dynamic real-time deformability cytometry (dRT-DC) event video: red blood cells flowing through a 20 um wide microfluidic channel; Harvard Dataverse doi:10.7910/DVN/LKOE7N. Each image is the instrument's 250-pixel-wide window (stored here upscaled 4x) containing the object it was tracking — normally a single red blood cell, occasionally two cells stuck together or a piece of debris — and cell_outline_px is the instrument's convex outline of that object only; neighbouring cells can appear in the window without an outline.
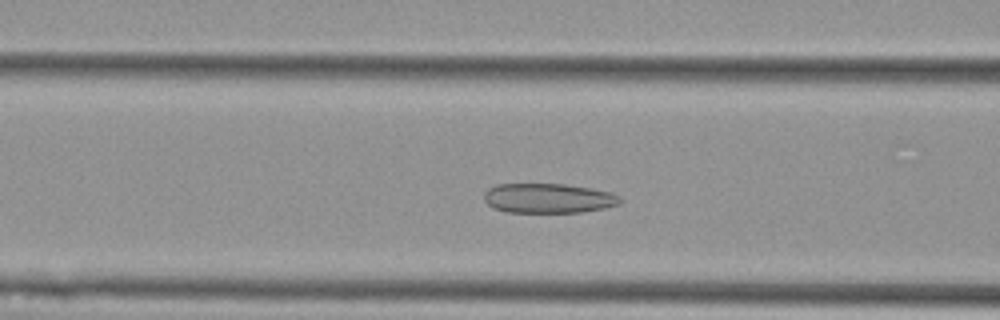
{"species": "Egyptian fruit bat (a non-hibernating species)", "species_latin": "Rousettus aegyptiacus", "temperature_condition": "cold", "stored_images_in_passage": 49, "camera_frame_rate_fps": 3000, "um_per_image_px": 0.085, "animal": {"sex": "female"}, "frame": {"image": 1, "passage_image": 14, "time_ms": 4.333, "image_size_px": [1000, 320], "cell_outline_px": [[624, 200], [620, 204], [604, 208], [580, 212], [504, 212], [492, 208], [484, 200], [484, 192], [488, 188], [496, 184], [564, 184], [612, 192], [620, 196]], "centroid_in_image_um": [46.6, 16.85], "position_along_channel_um": 120.0, "area_um2": 23.7}}
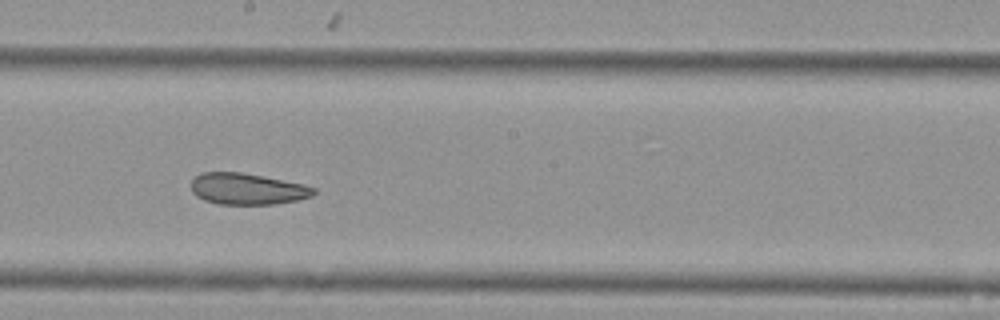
{"frame": {"image": 2, "passage_image": 23, "time_ms": 7.333, "image_size_px": [1000, 320], "cell_outline_px": [[316, 192], [312, 196], [296, 200], [276, 204], [220, 204], [204, 200], [196, 196], [192, 192], [192, 180], [200, 172], [240, 172], [304, 184], [316, 188]], "centroid_in_image_um": [21.02, 16.06], "position_along_channel_um": 227.2, "area_um2": 22.31}}
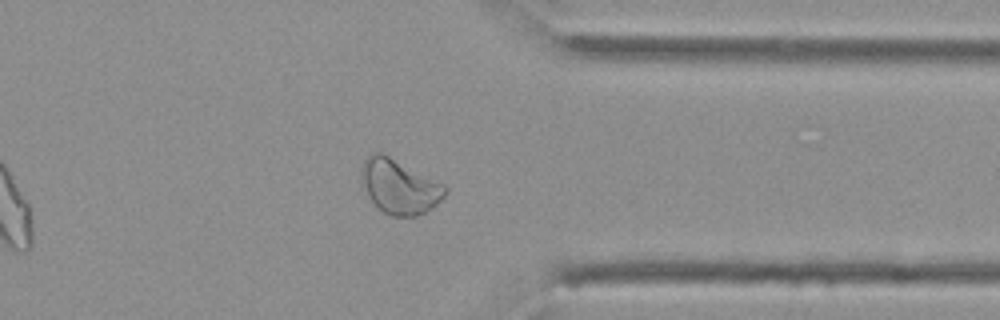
{"frame": {"image": 3, "passage_image": 36, "time_ms": 11.667, "image_size_px": [1000, 320], "cell_outline_px": [[448, 192], [432, 208], [416, 216], [392, 216], [384, 212], [368, 196], [360, 180], [360, 168], [364, 160], [368, 156], [376, 152], [380, 152], [444, 184], [448, 188]], "centroid_in_image_um": [33.93, 15.86], "position_along_channel_um": 377.5, "area_um2": 26.24}, "authors_computed_cell_mechanics": {"area_um2": 26.2412, "velocity_mm_per_s": 3.5906, "shape_relaxation_time_tau1_ms": null, "shape_relaxation_time_tau2_ms": 2.7033, "deformation_change_tau1": null, "deformation_change_tau2": 0.0805}}